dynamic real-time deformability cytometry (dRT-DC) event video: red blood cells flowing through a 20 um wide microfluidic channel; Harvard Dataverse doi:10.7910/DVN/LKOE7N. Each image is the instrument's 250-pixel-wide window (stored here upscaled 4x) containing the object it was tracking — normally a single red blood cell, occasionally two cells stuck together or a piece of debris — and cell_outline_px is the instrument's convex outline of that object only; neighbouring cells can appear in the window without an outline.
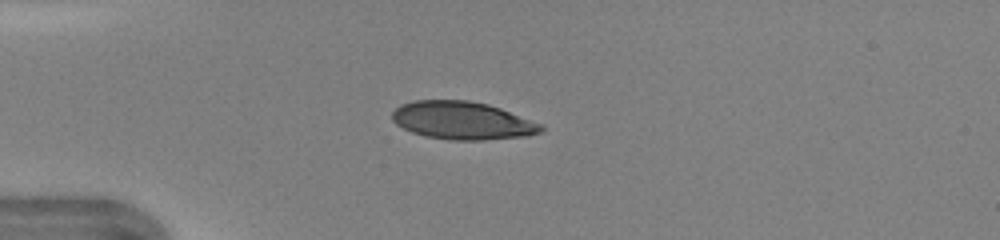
{"species": "human", "species_latin": "Homo sapiens", "temperature_condition": "warm", "stored_images_in_passage": 35, "camera_frame_rate_fps": 3000, "um_per_image_px": 0.085, "donor": {"sex": "female"}, "frame": {"image": 1, "passage_image": 1, "time_ms": 0.0, "image_size_px": [1000, 240], "cell_outline_px": [[544, 128], [540, 132], [528, 136], [484, 140], [452, 140], [424, 136], [412, 132], [396, 124], [392, 120], [392, 112], [400, 104], [416, 100], [468, 100], [488, 104], [500, 108], [544, 124]], "centroid_in_image_um": [39.32, 10.24], "position_along_channel_um": 45.7, "area_um2": 33.06}}
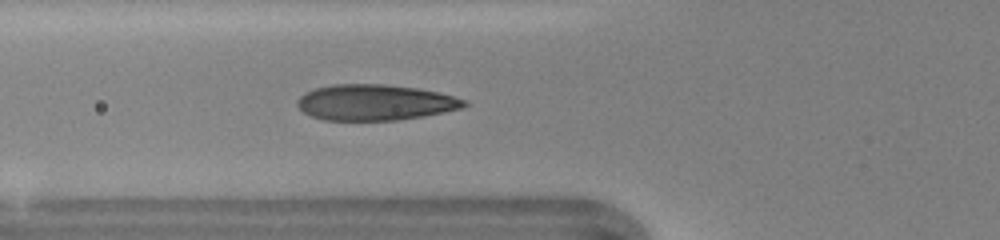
{"frame": {"image": 2, "passage_image": 6, "time_ms": 1.667, "image_size_px": [1000, 240], "cell_outline_px": [[468, 104], [464, 108], [424, 116], [396, 120], [324, 120], [312, 116], [304, 112], [296, 104], [296, 100], [304, 92], [316, 88], [332, 84], [384, 84], [416, 88], [436, 92], [468, 100]], "centroid_in_image_um": [31.88, 8.7], "position_along_channel_um": 93.9, "area_um2": 34.85}}
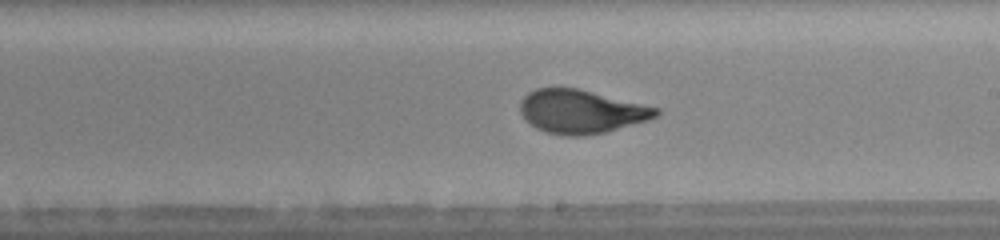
{"frame": {"image": 3, "passage_image": 16, "time_ms": 5.0, "image_size_px": [1000, 240], "cell_outline_px": [[660, 112], [656, 116], [648, 120], [608, 132], [584, 136], [564, 136], [544, 132], [536, 128], [520, 112], [520, 100], [528, 92], [536, 88], [580, 88], [660, 108]], "centroid_in_image_um": [49.42, 9.48], "position_along_channel_um": 239.6, "area_um2": 34.8}, "authors_computed_cell_mechanics": {"area_um2": 34.7378, "velocity_mm_per_s": 4.3584, "shape_relaxation_time_tau1_ms": 3.5792, "shape_relaxation_time_tau2_ms": null, "deformation_change_tau1": 0.1827, "deformation_change_tau2": null}}